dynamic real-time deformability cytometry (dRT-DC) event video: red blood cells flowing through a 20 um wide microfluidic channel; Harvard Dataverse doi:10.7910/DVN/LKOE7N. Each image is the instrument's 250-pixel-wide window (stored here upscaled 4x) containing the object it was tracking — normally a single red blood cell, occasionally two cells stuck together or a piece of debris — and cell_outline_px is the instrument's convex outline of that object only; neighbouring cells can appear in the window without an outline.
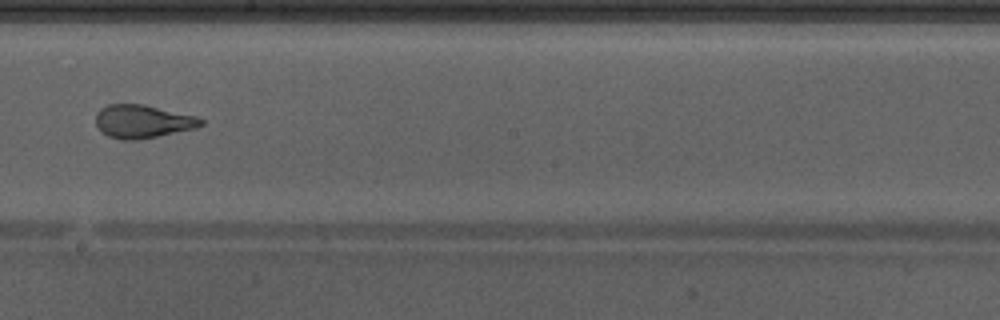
{"species": "Egyptian fruit bat (a non-hibernating species)", "species_latin": "Rousettus aegyptiacus", "temperature_condition": "warm", "stored_images_in_passage": 47, "camera_frame_rate_fps": 3000, "um_per_image_px": 0.085, "animal": {"sex": "male"}, "frame": {"image": 1, "passage_image": 27, "time_ms": 8.667, "image_size_px": [1000, 320], "cell_outline_px": [[204, 124], [196, 128], [160, 136], [136, 140], [120, 140], [108, 136], [100, 132], [96, 124], [96, 112], [100, 108], [108, 104], [144, 104], [196, 116], [204, 120]], "centroid_in_image_um": [12.11, 10.33], "position_along_channel_um": 236.1, "area_um2": 20.63}, "authors_computed_cell_mechanics": {"area_um2": 23.3512, "velocity_mm_per_s": 4.296, "shape_relaxation_time_tau1_ms": null, "shape_relaxation_time_tau2_ms": 0.8607, "deformation_change_tau1": null, "deformation_change_tau2": 0.0804}}